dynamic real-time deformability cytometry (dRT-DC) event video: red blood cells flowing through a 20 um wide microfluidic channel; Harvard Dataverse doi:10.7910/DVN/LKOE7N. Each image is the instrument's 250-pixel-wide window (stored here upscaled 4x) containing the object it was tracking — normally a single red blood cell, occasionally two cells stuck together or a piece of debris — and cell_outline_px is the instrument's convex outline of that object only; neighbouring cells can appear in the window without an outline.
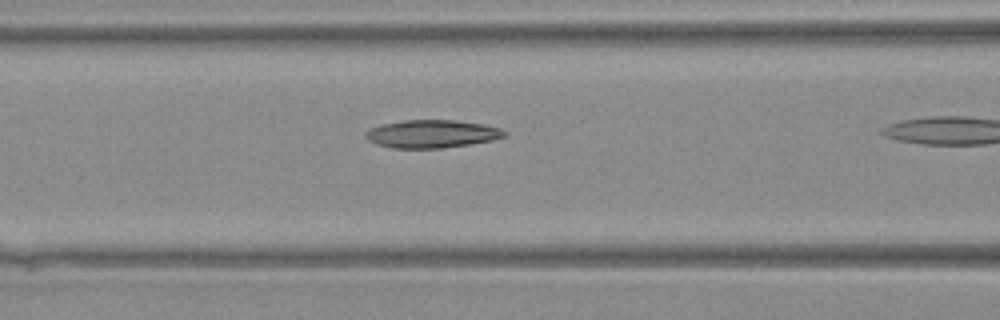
{"species": "Egyptian fruit bat (a non-hibernating species)", "species_latin": "Rousettus aegyptiacus", "temperature_condition": "warm", "stored_images_in_passage": 11, "camera_frame_rate_fps": 3000, "um_per_image_px": 0.085, "animal": {"sex": "female"}, "frame": {"image": 1, "passage_image": 8, "time_ms": 2.333, "image_size_px": [1000, 320], "cell_outline_px": [[508, 132], [504, 136], [492, 140], [468, 144], [440, 148], [392, 148], [376, 144], [368, 140], [364, 132], [372, 128], [384, 124], [404, 120], [456, 120], [484, 124], [500, 128]], "centroid_in_image_um": [36.72, 11.37], "position_along_channel_um": 129.9, "area_um2": 22.43}}
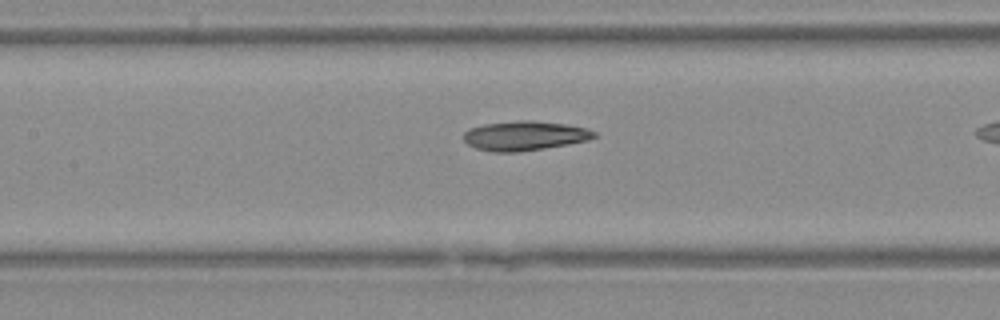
{"frame": {"image": 2, "passage_image": 10, "time_ms": 3.0, "image_size_px": [1000, 320], "cell_outline_px": [[596, 136], [588, 140], [568, 144], [544, 148], [516, 152], [492, 152], [476, 148], [468, 144], [464, 140], [464, 132], [468, 128], [484, 124], [520, 120], [532, 120], [564, 124], [584, 128], [596, 132]], "centroid_in_image_um": [44.56, 11.54], "position_along_channel_um": 162.8, "area_um2": 22.25}}